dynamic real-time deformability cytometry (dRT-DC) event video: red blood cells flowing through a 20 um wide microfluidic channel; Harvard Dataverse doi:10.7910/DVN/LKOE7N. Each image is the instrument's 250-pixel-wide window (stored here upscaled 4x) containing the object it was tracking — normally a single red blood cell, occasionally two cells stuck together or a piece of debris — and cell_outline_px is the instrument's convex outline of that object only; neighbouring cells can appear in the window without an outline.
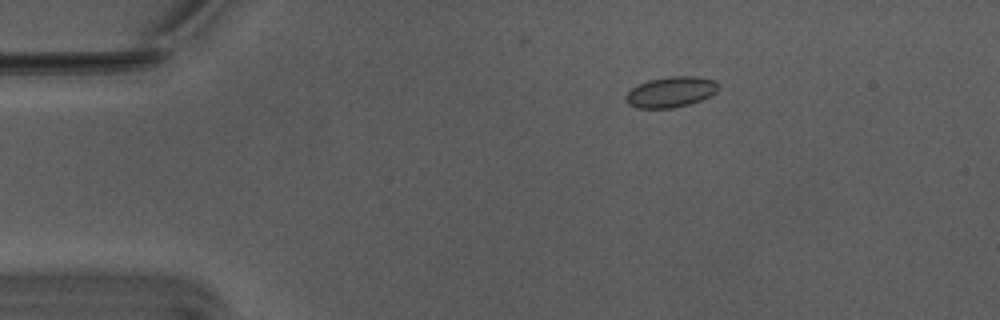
{"species": "Egyptian fruit bat (a non-hibernating species)", "species_latin": "Rousettus aegyptiacus", "temperature_condition": "warm", "stored_images_in_passage": 38, "camera_frame_rate_fps": 3000, "um_per_image_px": 0.085, "animal": {"sex": "male"}, "frame": {"image": 1, "passage_image": 1, "time_ms": 0.0, "image_size_px": [1000, 320], "cell_outline_px": [[720, 88], [716, 92], [700, 100], [688, 104], [672, 108], [636, 108], [628, 104], [624, 100], [624, 96], [632, 88], [648, 80], [668, 76], [696, 76], [716, 80]], "centroid_in_image_um": [57.01, 7.81], "position_along_channel_um": 28.0, "area_um2": 16.59}}
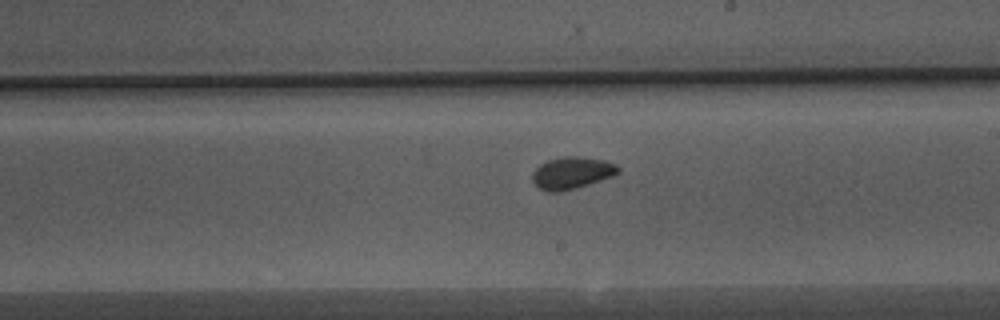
{"frame": {"image": 2, "passage_image": 23, "time_ms": 7.333, "image_size_px": [1000, 320], "cell_outline_px": [[620, 172], [612, 176], [576, 188], [560, 192], [548, 192], [540, 188], [532, 180], [532, 172], [540, 164], [548, 160], [564, 156], [576, 156], [604, 160], [616, 164], [620, 168]], "centroid_in_image_um": [48.6, 14.69], "position_along_channel_um": 240.4, "area_um2": 15.95}}
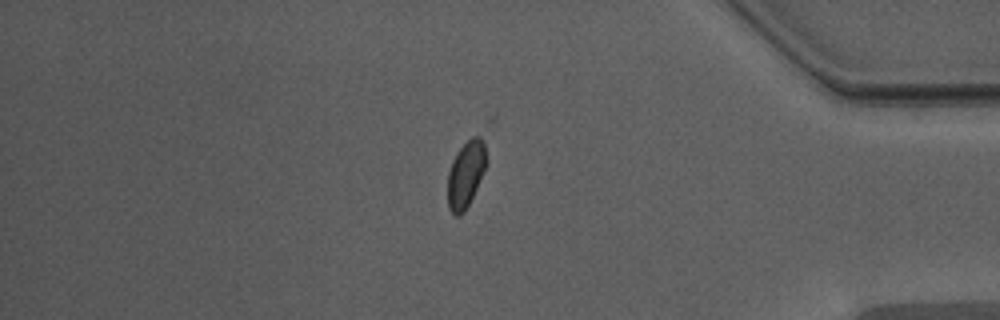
{"frame": {"image": 3, "passage_image": 38, "time_ms": 12.333, "image_size_px": [1000, 320], "cell_outline_px": [[488, 164], [464, 212], [460, 216], [456, 216], [448, 208], [448, 172], [452, 160], [456, 152], [472, 136], [480, 132], [484, 144], [488, 160]], "centroid_in_image_um": [39.62, 14.75], "position_along_channel_um": 395.6, "area_um2": 15.2}, "authors_computed_cell_mechanics": {"area_um2": 15.4615, "velocity_mm_per_s": 3.7473, "shape_relaxation_time_tau1_ms": 2.3738, "shape_relaxation_time_tau2_ms": 1.6215, "deformation_change_tau1": 0.0455, "deformation_change_tau2": 0.034}}